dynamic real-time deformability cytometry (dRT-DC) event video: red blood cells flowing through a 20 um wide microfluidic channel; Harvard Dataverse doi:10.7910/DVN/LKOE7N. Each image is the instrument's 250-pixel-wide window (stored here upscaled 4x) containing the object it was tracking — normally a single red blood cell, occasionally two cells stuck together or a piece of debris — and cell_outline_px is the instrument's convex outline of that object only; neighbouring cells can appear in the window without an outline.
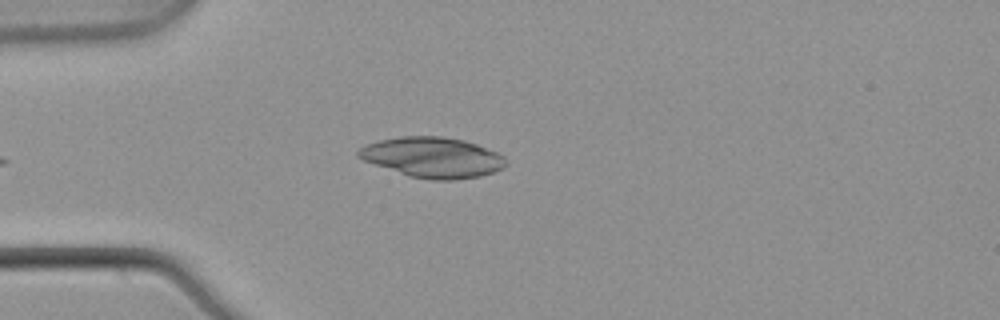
{"species": "common noctule bat (a hibernating species)", "species_latin": "Nyctalus noctula", "temperature_condition": "warm", "stored_images_in_passage": 3, "camera_frame_rate_fps": 3000, "um_per_image_px": 0.085, "animal": {"sex": "male", "body_mass_g": 21.5, "forearm_length_mm": 52.0}, "frame": {"image": 1, "passage_image": 3, "time_ms": 0.667, "image_size_px": [1000, 320], "cell_outline_px": [[508, 164], [492, 172], [480, 176], [452, 180], [432, 180], [412, 176], [364, 160], [356, 156], [356, 152], [364, 144], [380, 140], [400, 136], [440, 136], [464, 140], [476, 144], [496, 152], [504, 156]], "centroid_in_image_um": [36.77, 13.36], "position_along_channel_um": 48.2, "area_um2": 34.28}}